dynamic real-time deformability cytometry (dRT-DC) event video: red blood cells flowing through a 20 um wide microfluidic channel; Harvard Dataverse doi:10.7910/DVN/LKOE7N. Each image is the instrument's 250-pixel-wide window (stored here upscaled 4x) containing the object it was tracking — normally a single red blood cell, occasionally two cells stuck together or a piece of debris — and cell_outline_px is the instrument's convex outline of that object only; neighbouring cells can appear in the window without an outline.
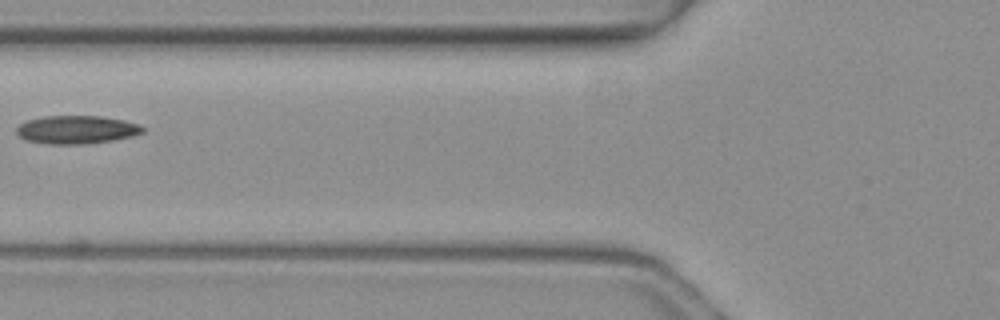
{"species": "common noctule bat (a hibernating species)", "species_latin": "Nyctalus noctula", "temperature_condition": "warm", "stored_images_in_passage": 2, "camera_frame_rate_fps": 3000, "um_per_image_px": 0.085, "animal": {"sex": "female", "body_mass_g": 19.3, "forearm_length_mm": 54.1}, "frame": {"image": 1, "passage_image": 2, "time_ms": 0.333, "image_size_px": [1000, 320], "cell_outline_px": [[144, 132], [132, 136], [112, 140], [84, 144], [48, 144], [24, 140], [16, 132], [16, 128], [20, 124], [28, 120], [44, 116], [100, 116], [124, 120], [140, 124], [144, 128]], "centroid_in_image_um": [6.51, 11.02], "position_along_channel_um": 119.3, "area_um2": 20.75}}